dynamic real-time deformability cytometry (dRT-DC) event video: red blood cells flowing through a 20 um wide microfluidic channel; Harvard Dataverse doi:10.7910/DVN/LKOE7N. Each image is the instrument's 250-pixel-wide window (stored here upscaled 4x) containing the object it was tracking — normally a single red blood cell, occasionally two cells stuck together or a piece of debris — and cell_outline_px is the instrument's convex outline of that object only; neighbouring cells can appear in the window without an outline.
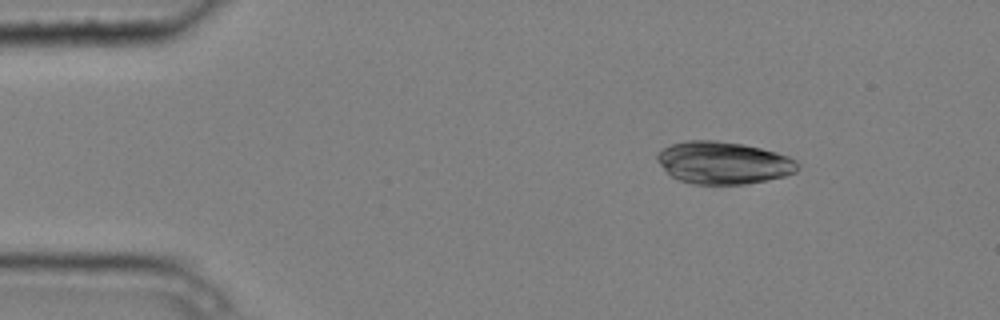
{"species": "common noctule bat (a hibernating species)", "species_latin": "Nyctalus noctula", "temperature_condition": "cold", "stored_images_in_passage": 4, "camera_frame_rate_fps": 3000, "um_per_image_px": 0.085, "animal": {"sex": "male", "body_mass_g": 20.4}, "frame": {"image": 1, "passage_image": 2, "time_ms": 0.333, "image_size_px": [1000, 320], "cell_outline_px": [[800, 168], [796, 172], [784, 176], [748, 184], [692, 184], [680, 180], [672, 176], [656, 160], [656, 156], [664, 148], [672, 144], [688, 140], [716, 140], [744, 144], [776, 152], [788, 156], [796, 160], [800, 164]], "centroid_in_image_um": [61.52, 13.83], "position_along_channel_um": 23.5, "area_um2": 34.68}}